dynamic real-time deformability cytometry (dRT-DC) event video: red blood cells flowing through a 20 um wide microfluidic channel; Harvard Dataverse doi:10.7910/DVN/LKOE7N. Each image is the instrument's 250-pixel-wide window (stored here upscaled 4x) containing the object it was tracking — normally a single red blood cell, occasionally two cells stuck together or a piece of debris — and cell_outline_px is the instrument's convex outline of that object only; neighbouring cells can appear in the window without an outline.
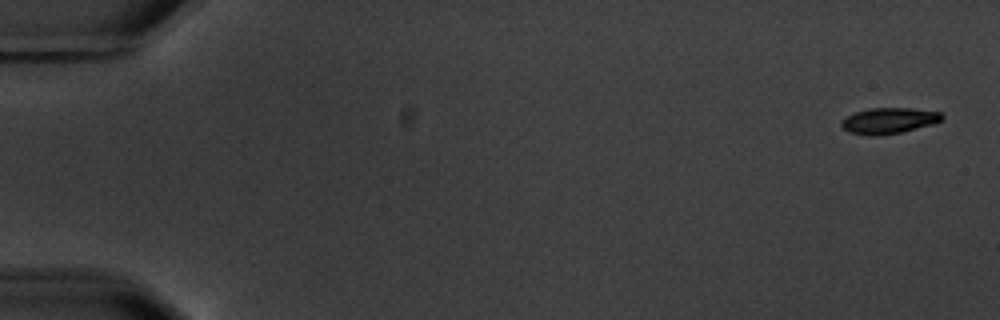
{"species": "common noctule bat (a hibernating species)", "species_latin": "Nyctalus noctula", "temperature_condition": "warm", "stored_images_in_passage": 6, "camera_frame_rate_fps": 3000, "um_per_image_px": 0.085, "animal": {"sex": "male", "body_mass_g": 20.1, "forearm_length_mm": 53.5}, "frame": {"image": 1, "passage_image": 1, "time_ms": 0.0, "image_size_px": [1000, 320], "cell_outline_px": [[944, 116], [940, 120], [932, 124], [904, 132], [876, 136], [868, 136], [848, 132], [840, 124], [840, 120], [856, 112], [872, 108], [912, 108], [940, 112]], "centroid_in_image_um": [75.54, 10.27], "position_along_channel_um": 9.5, "area_um2": 15.2}}
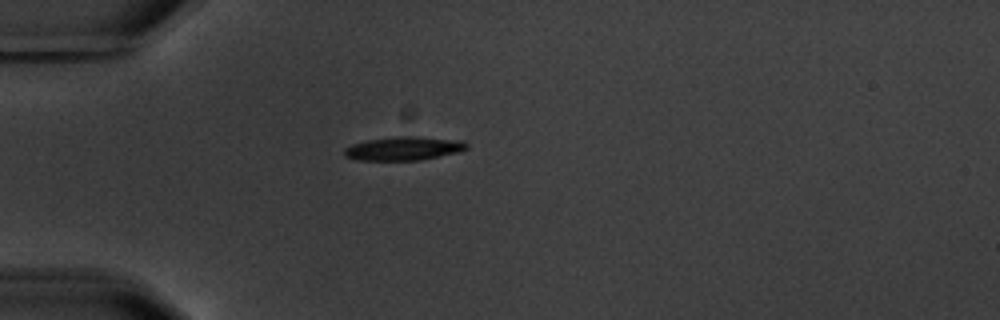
{"frame": {"image": 2, "passage_image": 5, "time_ms": 5.0, "image_size_px": [1000, 320], "cell_outline_px": [[468, 148], [460, 152], [420, 160], [356, 160], [344, 156], [344, 148], [352, 144], [364, 140], [392, 136], [416, 136], [464, 140], [468, 144]], "centroid_in_image_um": [34.32, 12.61], "position_along_channel_um": 50.7, "area_um2": 17.22}}